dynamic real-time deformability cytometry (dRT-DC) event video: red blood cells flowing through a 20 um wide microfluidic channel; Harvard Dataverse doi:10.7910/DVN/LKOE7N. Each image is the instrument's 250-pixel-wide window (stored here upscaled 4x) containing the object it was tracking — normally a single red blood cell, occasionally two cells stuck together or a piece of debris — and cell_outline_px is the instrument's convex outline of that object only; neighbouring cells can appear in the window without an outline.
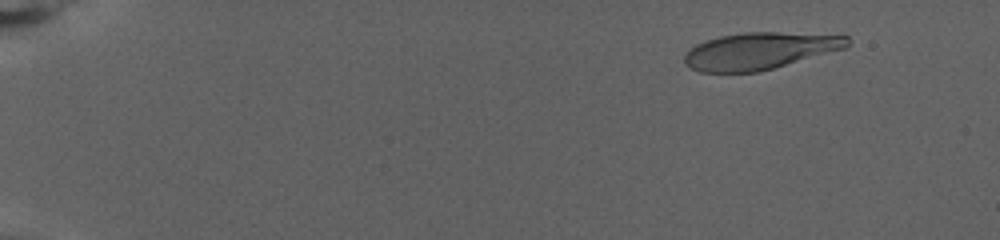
{"species": "human", "species_latin": "Homo sapiens", "temperature_condition": "warm", "stored_images_in_passage": 77, "camera_frame_rate_fps": 3000, "um_per_image_px": 0.085, "donor": {"sex": "female"}, "frame": {"image": 1, "passage_image": 9, "time_ms": 2.667, "image_size_px": [1000, 240], "cell_outline_px": [[852, 40], [844, 48], [760, 72], [700, 72], [684, 64], [684, 56], [696, 44], [720, 36], [744, 32], [776, 32], [848, 36]], "centroid_in_image_um": [64.56, 4.33], "position_along_channel_um": 20.4, "area_um2": 34.68}}
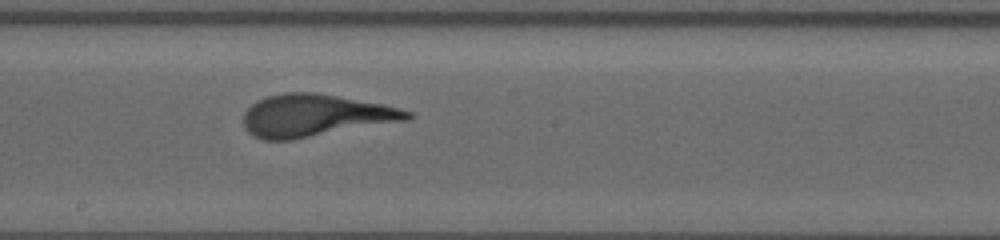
{"frame": {"image": 2, "passage_image": 46, "time_ms": 15.0, "image_size_px": [1000, 240], "cell_outline_px": [[412, 116], [408, 120], [292, 140], [264, 140], [252, 136], [244, 128], [244, 112], [252, 104], [268, 96], [284, 92], [316, 92], [384, 104], [400, 108], [412, 112]], "centroid_in_image_um": [26.78, 9.82], "position_along_channel_um": 221.4, "area_um2": 40.4}}
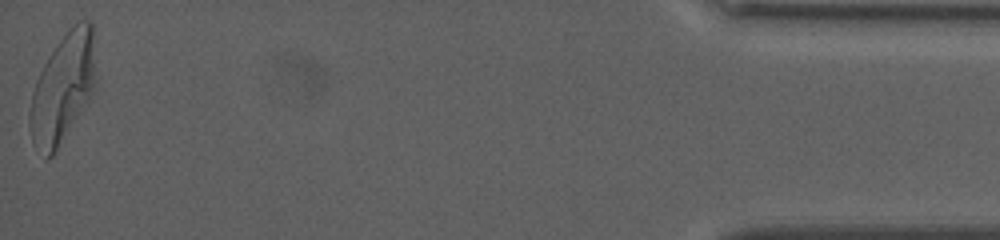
{"frame": {"image": 3, "passage_image": 77, "time_ms": 25.333, "image_size_px": [1000, 240], "cell_outline_px": [[96, 80], [88, 104], [52, 156], [48, 160], [44, 160], [32, 140], [28, 124], [28, 112], [32, 92], [36, 80], [44, 64], [68, 28], [80, 20], [88, 20], [92, 24]], "centroid_in_image_um": [5.33, 7.54], "position_along_channel_um": 429.9, "area_um2": 42.19}}